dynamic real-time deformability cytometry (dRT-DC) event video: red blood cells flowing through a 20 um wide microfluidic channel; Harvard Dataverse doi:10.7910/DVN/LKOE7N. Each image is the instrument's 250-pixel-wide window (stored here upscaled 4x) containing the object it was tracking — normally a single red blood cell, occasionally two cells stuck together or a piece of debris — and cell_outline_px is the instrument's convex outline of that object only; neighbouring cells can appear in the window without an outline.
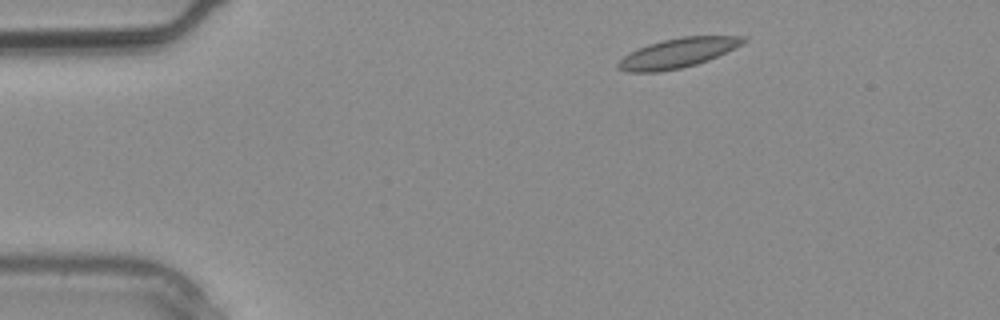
{"species": "common noctule bat (a hibernating species)", "species_latin": "Nyctalus noctula", "temperature_condition": "warm", "stored_images_in_passage": 3, "segment_of_instrument_passage": [2, 2], "camera_frame_rate_fps": 3000, "um_per_image_px": 0.085, "animal": {"sex": "male", "body_mass_g": 20.4}, "frame": {"image": 1, "passage_image": 3, "time_ms": 0.667, "image_size_px": [1000, 320], "cell_outline_px": [[748, 40], [736, 48], [708, 60], [696, 64], [680, 68], [660, 72], [628, 72], [616, 68], [616, 64], [624, 56], [648, 44], [664, 40], [684, 36], [744, 36]], "centroid_in_image_um": [57.63, 4.51], "position_along_channel_um": 27.4, "area_um2": 21.39}}